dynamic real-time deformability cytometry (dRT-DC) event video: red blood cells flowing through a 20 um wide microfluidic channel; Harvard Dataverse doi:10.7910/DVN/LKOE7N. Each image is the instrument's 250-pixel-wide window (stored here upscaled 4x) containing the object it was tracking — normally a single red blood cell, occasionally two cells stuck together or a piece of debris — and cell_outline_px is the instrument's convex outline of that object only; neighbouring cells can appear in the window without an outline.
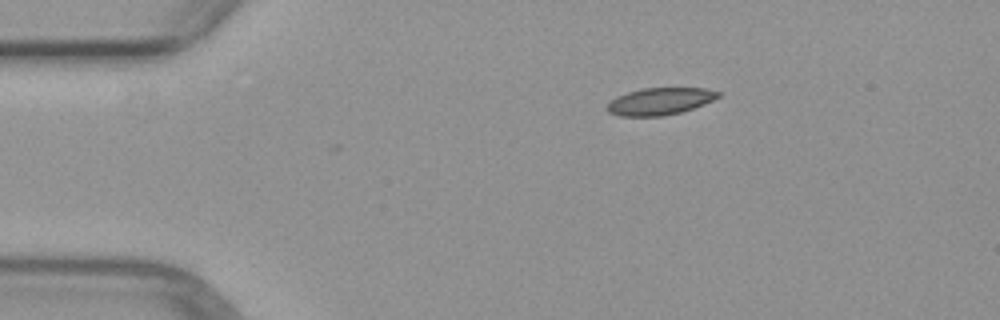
{"species": "common noctule bat (a hibernating species)", "species_latin": "Nyctalus noctula", "temperature_condition": "warm", "stored_images_in_passage": 3, "camera_frame_rate_fps": 3000, "um_per_image_px": 0.085, "animal": {"sex": "female", "body_mass_g": 29.2, "forearm_length_mm": 56.3}, "frame": {"image": 1, "passage_image": 1, "time_ms": 0.0, "image_size_px": [1000, 320], "cell_outline_px": [[720, 96], [704, 104], [680, 112], [664, 116], [620, 116], [608, 112], [604, 108], [616, 96], [628, 92], [644, 88], [704, 88], [720, 92]], "centroid_in_image_um": [56.06, 8.61], "position_along_channel_um": 28.9, "area_um2": 17.46}}
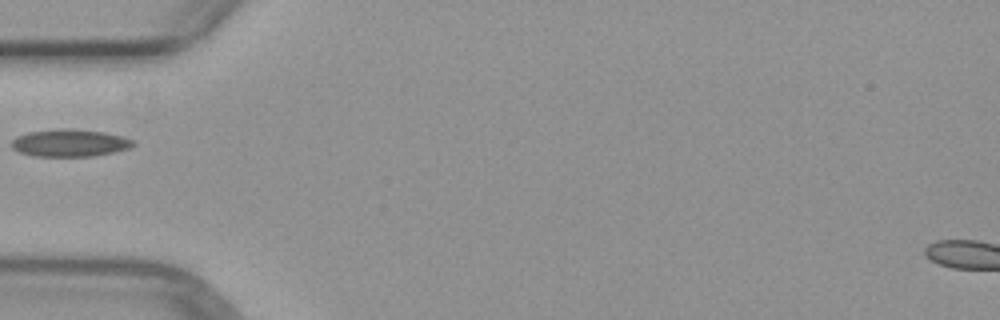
{"frame": {"image": 2, "passage_image": 3, "time_ms": 2.667, "image_size_px": [1000, 320], "cell_outline_px": [[136, 144], [128, 148], [112, 152], [92, 156], [32, 156], [20, 152], [12, 148], [12, 140], [16, 136], [28, 132], [60, 128], [72, 128], [104, 132], [136, 140]], "centroid_in_image_um": [5.92, 12.14], "position_along_channel_um": 79.1, "area_um2": 19.42}}